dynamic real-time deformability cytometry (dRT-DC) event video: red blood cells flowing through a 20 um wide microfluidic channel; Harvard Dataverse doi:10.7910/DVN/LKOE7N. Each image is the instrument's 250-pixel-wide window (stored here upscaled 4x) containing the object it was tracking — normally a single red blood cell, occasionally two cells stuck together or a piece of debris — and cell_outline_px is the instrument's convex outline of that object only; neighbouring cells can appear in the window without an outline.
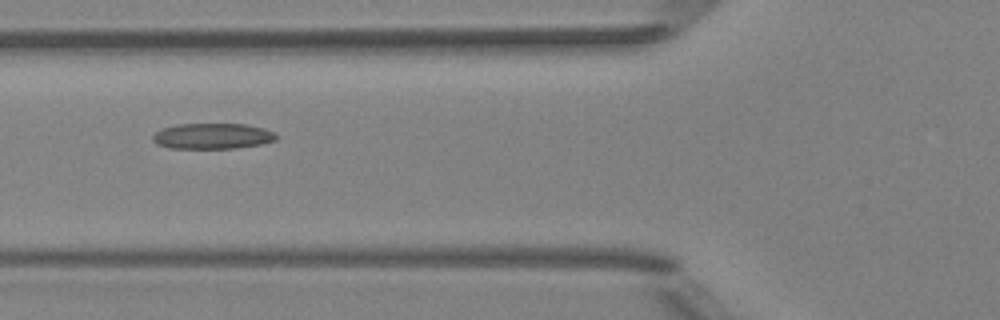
{"species": "Egyptian fruit bat (a non-hibernating species)", "species_latin": "Rousettus aegyptiacus", "temperature_condition": "room temperature", "stored_images_in_passage": 9, "camera_frame_rate_fps": 3000, "um_per_image_px": 0.085, "animal": {"sex": "female"}, "frame": {"image": 1, "passage_image": 6, "time_ms": 5.667, "image_size_px": [1000, 320], "cell_outline_px": [[280, 136], [276, 140], [260, 144], [236, 148], [168, 148], [156, 144], [152, 140], [152, 136], [160, 128], [176, 124], [244, 124], [264, 128], [276, 132]], "centroid_in_image_um": [18.06, 11.56], "position_along_channel_um": 107.7, "area_um2": 18.73}}
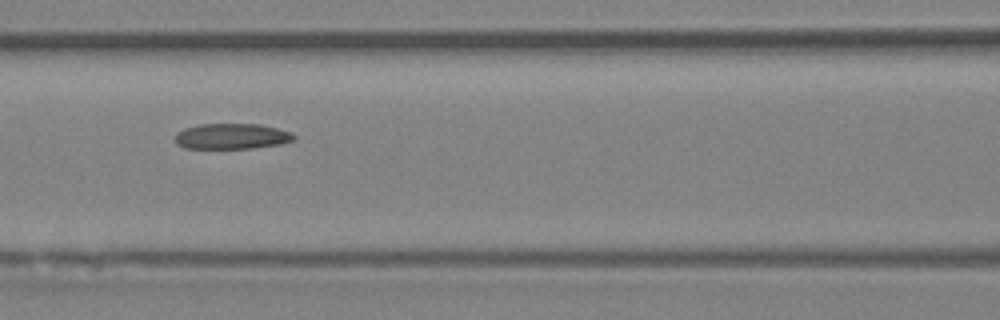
{"frame": {"image": 2, "passage_image": 7, "time_ms": 6.667, "image_size_px": [1000, 320], "cell_outline_px": [[296, 140], [280, 144], [252, 148], [184, 148], [176, 144], [176, 132], [184, 128], [200, 124], [260, 124], [292, 132], [296, 136]], "centroid_in_image_um": [19.71, 11.58], "position_along_channel_um": 146.9, "area_um2": 17.8}}
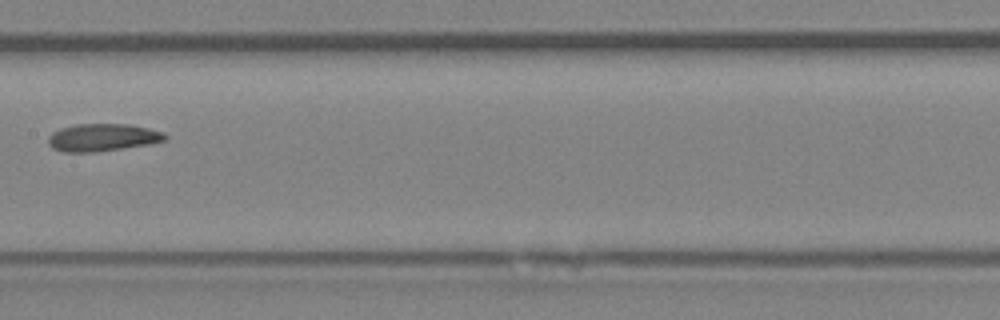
{"frame": {"image": 3, "passage_image": 8, "time_ms": 8.0, "image_size_px": [1000, 320], "cell_outline_px": [[168, 140], [148, 144], [96, 152], [64, 152], [52, 148], [48, 144], [48, 136], [52, 132], [60, 128], [76, 124], [128, 124], [148, 128], [164, 132], [168, 136]], "centroid_in_image_um": [8.71, 11.68], "position_along_channel_um": 198.7, "area_um2": 18.84}}